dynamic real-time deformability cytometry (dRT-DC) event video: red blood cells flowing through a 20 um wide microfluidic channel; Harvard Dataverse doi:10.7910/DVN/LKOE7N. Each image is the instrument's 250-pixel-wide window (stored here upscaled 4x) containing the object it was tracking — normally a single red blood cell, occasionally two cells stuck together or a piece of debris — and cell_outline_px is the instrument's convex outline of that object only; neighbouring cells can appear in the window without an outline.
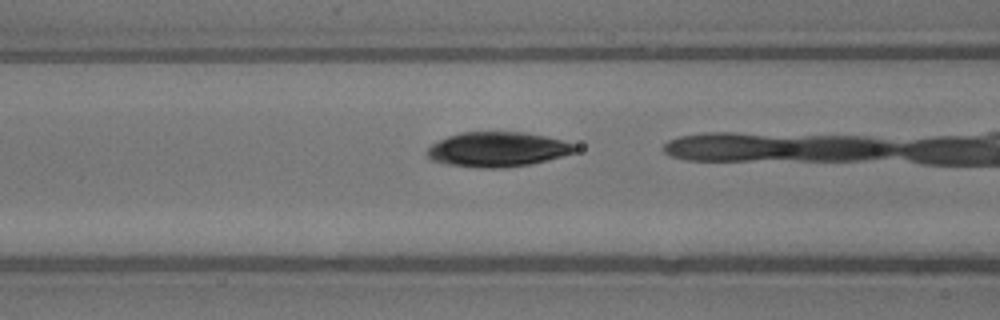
{"species": "common noctule bat (a hibernating species)", "species_latin": "Nyctalus noctula", "temperature_condition": "warm", "stored_images_in_passage": 27, "camera_frame_rate_fps": 3000, "um_per_image_px": 0.085, "animal": {"sex": "male", "body_mass_g": 13.3}, "frame": {"image": 1, "passage_image": 6, "time_ms": 1.667, "image_size_px": [1000, 320], "cell_outline_px": [[580, 148], [576, 152], [548, 160], [532, 164], [504, 168], [480, 168], [448, 164], [432, 160], [424, 152], [432, 144], [448, 136], [460, 132], [524, 132], [544, 136], [576, 144]], "centroid_in_image_um": [42.31, 12.7], "position_along_channel_um": 124.3, "area_um2": 30.11}}
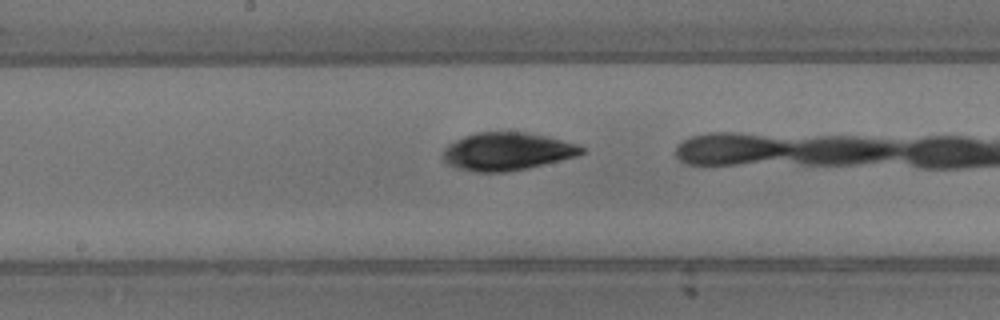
{"frame": {"image": 2, "passage_image": 12, "time_ms": 3.667, "image_size_px": [1000, 320], "cell_outline_px": [[584, 152], [576, 156], [524, 168], [504, 172], [476, 172], [460, 168], [448, 164], [444, 160], [444, 148], [448, 144], [464, 136], [476, 132], [524, 132], [544, 136], [576, 144], [584, 148]], "centroid_in_image_um": [43.06, 12.86], "position_along_channel_um": 205.1, "area_um2": 29.88}}
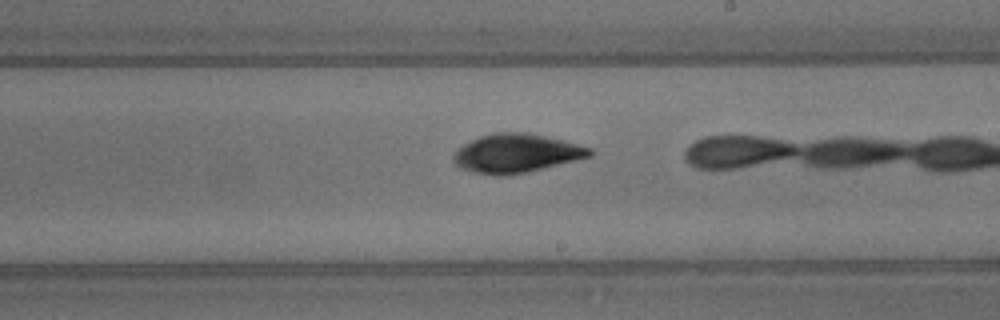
{"frame": {"image": 3, "passage_image": 15, "time_ms": 4.667, "image_size_px": [1000, 320], "cell_outline_px": [[592, 156], [528, 172], [504, 176], [496, 176], [476, 172], [464, 168], [456, 164], [452, 160], [452, 156], [456, 148], [480, 136], [492, 132], [528, 132], [592, 148]], "centroid_in_image_um": [43.86, 13.03], "position_along_channel_um": 245.1, "area_um2": 30.63}, "authors_computed_cell_mechanics": {"area_um2": 29.8826, "velocity_mm_per_s": 4.0177, "shape_relaxation_time_tau1_ms": 2.0127, "shape_relaxation_time_tau2_ms": 1.9809, "deformation_change_tau1": 0.0854, "deformation_change_tau2": 0.0559}}